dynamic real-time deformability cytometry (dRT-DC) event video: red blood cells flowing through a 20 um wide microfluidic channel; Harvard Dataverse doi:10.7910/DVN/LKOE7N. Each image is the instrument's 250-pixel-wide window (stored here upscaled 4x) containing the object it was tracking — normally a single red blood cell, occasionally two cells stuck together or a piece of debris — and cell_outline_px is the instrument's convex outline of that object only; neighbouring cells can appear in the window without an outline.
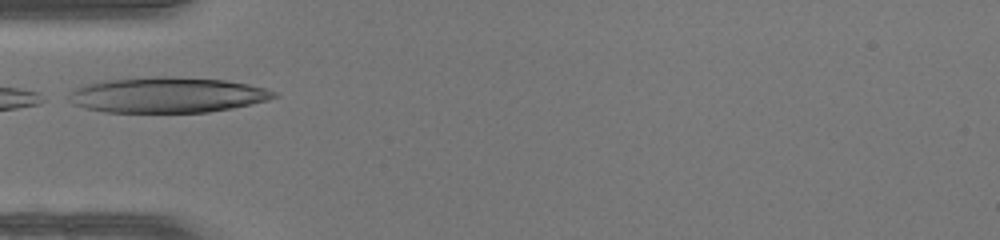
{"species": "human", "species_latin": "Homo sapiens", "temperature_condition": "warm", "stored_images_in_passage": 20, "camera_frame_rate_fps": 3000, "um_per_image_px": 0.085, "donor": {"sex": "female"}, "frame": {"image": 1, "passage_image": 1, "time_ms": 0.0, "image_size_px": [1000, 240], "cell_outline_px": [[280, 96], [268, 100], [232, 108], [208, 112], [104, 112], [84, 108], [72, 104], [72, 92], [76, 88], [88, 84], [104, 80], [156, 76], [164, 76], [224, 80], [248, 84], [268, 88], [276, 92]], "centroid_in_image_um": [14.28, 8.07], "position_along_channel_um": 70.7, "area_um2": 42.25}}